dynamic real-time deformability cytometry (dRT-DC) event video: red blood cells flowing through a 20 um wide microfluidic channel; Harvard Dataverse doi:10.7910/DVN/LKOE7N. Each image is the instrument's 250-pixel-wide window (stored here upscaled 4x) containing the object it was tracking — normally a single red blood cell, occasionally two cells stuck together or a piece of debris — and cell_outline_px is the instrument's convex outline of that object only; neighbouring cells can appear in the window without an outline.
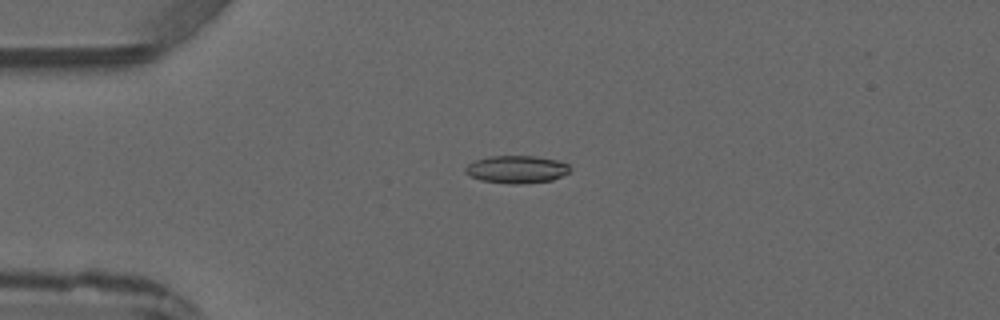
{"species": "common noctule bat (a hibernating species)", "species_latin": "Nyctalus noctula", "temperature_condition": "warm", "stored_images_in_passage": 5, "camera_frame_rate_fps": 3000, "um_per_image_px": 0.085, "animal": {"sex": "male", "forearm_length_mm": 52.5}, "frame": {"image": 1, "passage_image": 4, "time_ms": 3.333, "image_size_px": [1000, 320], "cell_outline_px": [[572, 168], [568, 172], [552, 180], [520, 184], [508, 184], [480, 180], [464, 172], [464, 168], [468, 164], [476, 160], [492, 156], [536, 156], [556, 160], [568, 164]], "centroid_in_image_um": [43.91, 14.4], "position_along_channel_um": 41.1, "area_um2": 16.76}}
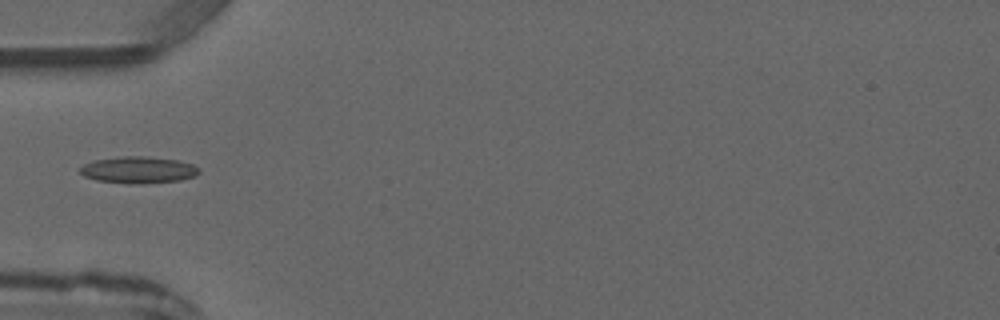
{"frame": {"image": 2, "passage_image": 5, "time_ms": 4.667, "image_size_px": [1000, 320], "cell_outline_px": [[200, 172], [196, 176], [180, 180], [140, 184], [128, 184], [96, 180], [84, 176], [80, 172], [80, 168], [84, 164], [96, 160], [120, 156], [148, 156], [180, 160], [192, 164], [200, 168]], "centroid_in_image_um": [11.8, 14.44], "position_along_channel_um": 73.2, "area_um2": 18.73}}